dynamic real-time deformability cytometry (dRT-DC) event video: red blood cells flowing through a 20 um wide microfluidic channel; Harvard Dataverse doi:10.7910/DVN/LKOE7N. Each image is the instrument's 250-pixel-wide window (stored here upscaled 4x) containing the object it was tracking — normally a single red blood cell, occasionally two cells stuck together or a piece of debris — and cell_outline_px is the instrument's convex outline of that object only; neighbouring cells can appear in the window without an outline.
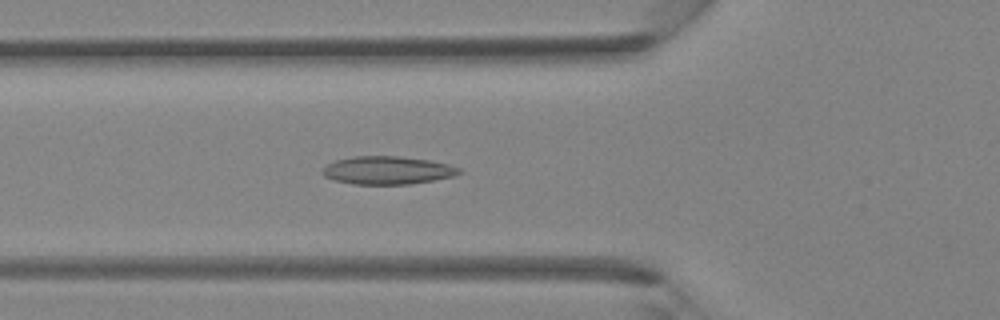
{"species": "Egyptian fruit bat (a non-hibernating species)", "species_latin": "Rousettus aegyptiacus", "temperature_condition": "room temperature", "stored_images_in_passage": 40, "segment_of_instrument_passage": [1, 2], "camera_frame_rate_fps": 3000, "um_per_image_px": 0.085, "animal": {"sex": "female"}, "frame": {"image": 1, "passage_image": 12, "time_ms": 3.667, "image_size_px": [1000, 320], "cell_outline_px": [[464, 172], [452, 176], [432, 180], [408, 184], [352, 184], [332, 180], [324, 176], [320, 172], [320, 168], [336, 160], [352, 156], [400, 156], [428, 160], [448, 164], [460, 168]], "centroid_in_image_um": [32.88, 14.47], "position_along_channel_um": 92.9, "area_um2": 22.43}}
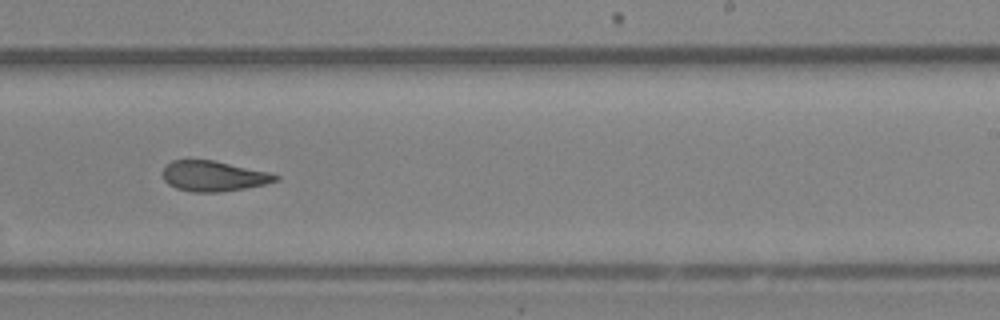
{"frame": {"image": 2, "passage_image": 23, "time_ms": 7.333, "image_size_px": [1000, 320], "cell_outline_px": [[280, 180], [264, 184], [244, 188], [220, 192], [192, 192], [176, 188], [168, 184], [164, 180], [164, 168], [172, 160], [212, 160], [268, 172], [280, 176]], "centroid_in_image_um": [18.15, 14.97], "position_along_channel_um": 270.8, "area_um2": 19.71}}
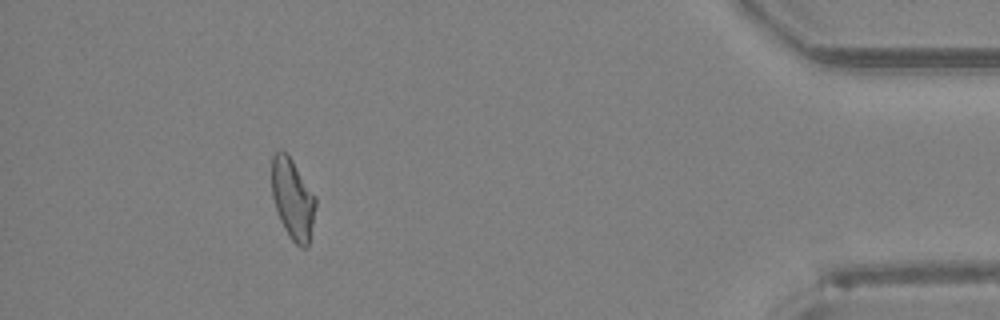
{"frame": {"image": 3, "passage_image": 35, "time_ms": 11.333, "image_size_px": [1000, 320], "cell_outline_px": [[316, 204], [308, 248], [300, 248], [288, 236], [280, 220], [272, 196], [272, 156], [280, 148], [292, 160], [316, 196]], "centroid_in_image_um": [24.88, 16.93], "position_along_channel_um": 410.3, "area_um2": 20.58}}